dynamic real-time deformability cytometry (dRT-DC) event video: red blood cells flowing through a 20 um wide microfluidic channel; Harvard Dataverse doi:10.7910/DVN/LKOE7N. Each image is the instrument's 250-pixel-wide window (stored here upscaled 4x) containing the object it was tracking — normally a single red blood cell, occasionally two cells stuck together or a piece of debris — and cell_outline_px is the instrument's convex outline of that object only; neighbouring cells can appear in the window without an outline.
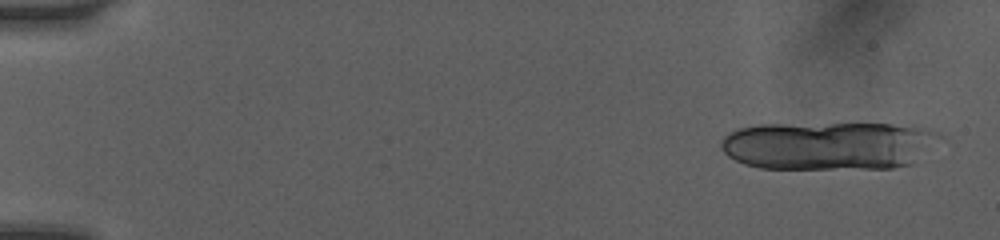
{"species": "human", "species_latin": "Homo sapiens", "temperature_condition": "room temperature", "stored_images_in_passage": 10, "segment_of_instrument_passage": [1, 2], "camera_frame_rate_fps": 3000, "um_per_image_px": 0.085, "donor": {"sex": "female"}, "frame": {"image": 1, "passage_image": 1, "time_ms": 0.0, "image_size_px": [1000, 240], "cell_outline_px": [[944, 136], [912, 164], [892, 168], [760, 168], [744, 164], [728, 156], [720, 148], [720, 144], [724, 136], [728, 132], [740, 128], [760, 124], [912, 124], [940, 132]], "centroid_in_image_um": [70.47, 12.36], "position_along_channel_um": 14.5, "area_um2": 62.02}}